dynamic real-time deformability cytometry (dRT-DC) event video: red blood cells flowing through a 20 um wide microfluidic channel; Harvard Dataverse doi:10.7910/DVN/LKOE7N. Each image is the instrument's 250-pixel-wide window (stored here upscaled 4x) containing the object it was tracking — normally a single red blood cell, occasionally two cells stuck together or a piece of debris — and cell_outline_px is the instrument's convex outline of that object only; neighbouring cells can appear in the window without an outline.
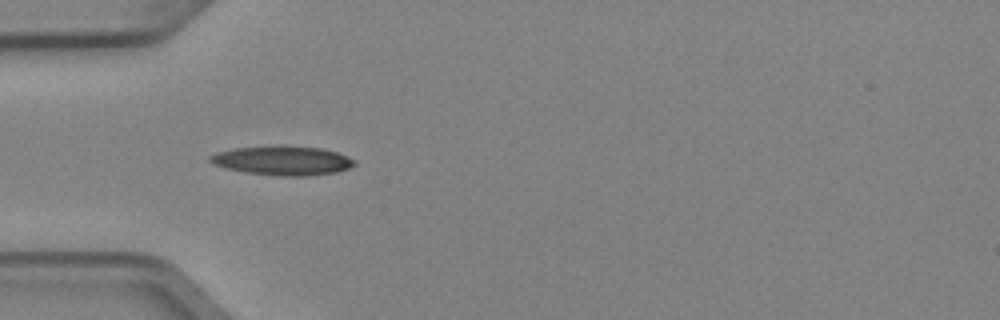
{"species": "Egyptian fruit bat (a non-hibernating species)", "species_latin": "Rousettus aegyptiacus", "temperature_condition": "cold", "stored_images_in_passage": 3, "camera_frame_rate_fps": 3000, "um_per_image_px": 0.085, "animal": {"sex": "female"}, "frame": {"image": 1, "passage_image": 2, "time_ms": 0.333, "image_size_px": [1000, 320], "cell_outline_px": [[356, 164], [348, 168], [336, 172], [308, 176], [280, 176], [244, 172], [224, 168], [212, 164], [208, 160], [208, 156], [216, 152], [232, 148], [320, 148], [336, 152], [348, 156], [356, 160]], "centroid_in_image_um": [23.99, 13.69], "position_along_channel_um": 61.0, "area_um2": 23.87}}
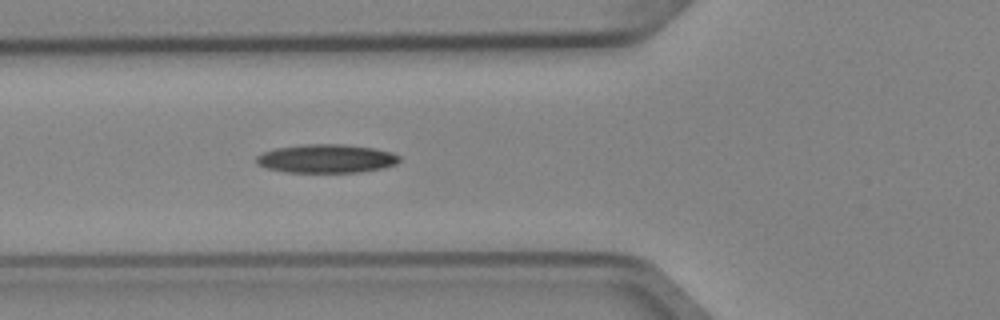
{"frame": {"image": 2, "passage_image": 3, "time_ms": 0.667, "image_size_px": [1000, 320], "cell_outline_px": [[400, 160], [396, 164], [384, 168], [360, 172], [288, 172], [268, 168], [256, 164], [256, 156], [264, 152], [276, 148], [304, 144], [340, 144], [372, 148], [392, 152], [400, 156]], "centroid_in_image_um": [27.76, 13.48], "position_along_channel_um": 98.0, "area_um2": 23.76}}